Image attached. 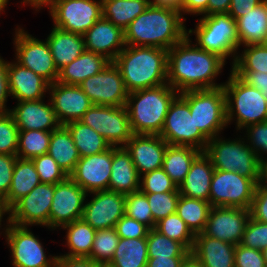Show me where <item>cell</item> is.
Returning <instances> with one entry per match:
<instances>
[{"label":"cell","mask_w":267,"mask_h":267,"mask_svg":"<svg viewBox=\"0 0 267 267\" xmlns=\"http://www.w3.org/2000/svg\"><path fill=\"white\" fill-rule=\"evenodd\" d=\"M192 40L186 36L168 50L167 83L178 93L223 86L216 81L227 63Z\"/></svg>","instance_id":"6da1fadb"},{"label":"cell","mask_w":267,"mask_h":267,"mask_svg":"<svg viewBox=\"0 0 267 267\" xmlns=\"http://www.w3.org/2000/svg\"><path fill=\"white\" fill-rule=\"evenodd\" d=\"M185 22L180 11L150 4L124 30L125 44L169 50L187 36Z\"/></svg>","instance_id":"7a4b0ae2"},{"label":"cell","mask_w":267,"mask_h":267,"mask_svg":"<svg viewBox=\"0 0 267 267\" xmlns=\"http://www.w3.org/2000/svg\"><path fill=\"white\" fill-rule=\"evenodd\" d=\"M168 50L158 47L125 46L114 59L128 93L167 83Z\"/></svg>","instance_id":"3957f363"},{"label":"cell","mask_w":267,"mask_h":267,"mask_svg":"<svg viewBox=\"0 0 267 267\" xmlns=\"http://www.w3.org/2000/svg\"><path fill=\"white\" fill-rule=\"evenodd\" d=\"M178 95L168 83L128 93L126 108L133 134L160 135L169 107Z\"/></svg>","instance_id":"277c9868"},{"label":"cell","mask_w":267,"mask_h":267,"mask_svg":"<svg viewBox=\"0 0 267 267\" xmlns=\"http://www.w3.org/2000/svg\"><path fill=\"white\" fill-rule=\"evenodd\" d=\"M197 20L194 29L187 28V37L195 35L198 48L218 55L226 63L232 60V67L240 50L236 20L228 13L200 16Z\"/></svg>","instance_id":"5b68a950"},{"label":"cell","mask_w":267,"mask_h":267,"mask_svg":"<svg viewBox=\"0 0 267 267\" xmlns=\"http://www.w3.org/2000/svg\"><path fill=\"white\" fill-rule=\"evenodd\" d=\"M226 96V120L235 133L246 126L267 120V100L259 89L248 85L231 70L223 84Z\"/></svg>","instance_id":"8992f818"},{"label":"cell","mask_w":267,"mask_h":267,"mask_svg":"<svg viewBox=\"0 0 267 267\" xmlns=\"http://www.w3.org/2000/svg\"><path fill=\"white\" fill-rule=\"evenodd\" d=\"M236 135L235 139H225L223 135L209 139L204 152L210 157L214 169L239 173L257 184L262 179V162L245 138L241 134Z\"/></svg>","instance_id":"52a82bcc"},{"label":"cell","mask_w":267,"mask_h":267,"mask_svg":"<svg viewBox=\"0 0 267 267\" xmlns=\"http://www.w3.org/2000/svg\"><path fill=\"white\" fill-rule=\"evenodd\" d=\"M179 95L189 104L195 125L208 139L223 134V131L228 128L223 86L184 91Z\"/></svg>","instance_id":"ba28073f"},{"label":"cell","mask_w":267,"mask_h":267,"mask_svg":"<svg viewBox=\"0 0 267 267\" xmlns=\"http://www.w3.org/2000/svg\"><path fill=\"white\" fill-rule=\"evenodd\" d=\"M15 27L13 29L15 31L12 32L14 60L41 76L49 84L55 83L58 79L59 71L55 66L46 38L44 40L32 36L28 30L26 31L20 25Z\"/></svg>","instance_id":"9c48e42d"},{"label":"cell","mask_w":267,"mask_h":267,"mask_svg":"<svg viewBox=\"0 0 267 267\" xmlns=\"http://www.w3.org/2000/svg\"><path fill=\"white\" fill-rule=\"evenodd\" d=\"M30 226H18L8 222L5 243L10 252L13 267H54L56 254H46L45 246Z\"/></svg>","instance_id":"30bf717a"},{"label":"cell","mask_w":267,"mask_h":267,"mask_svg":"<svg viewBox=\"0 0 267 267\" xmlns=\"http://www.w3.org/2000/svg\"><path fill=\"white\" fill-rule=\"evenodd\" d=\"M160 136L168 145L189 146L205 151L209 139L195 125L189 104L178 95L171 103Z\"/></svg>","instance_id":"8fae6325"},{"label":"cell","mask_w":267,"mask_h":267,"mask_svg":"<svg viewBox=\"0 0 267 267\" xmlns=\"http://www.w3.org/2000/svg\"><path fill=\"white\" fill-rule=\"evenodd\" d=\"M256 183L239 173L214 170L209 203L212 207H239L250 209Z\"/></svg>","instance_id":"7c38bea8"},{"label":"cell","mask_w":267,"mask_h":267,"mask_svg":"<svg viewBox=\"0 0 267 267\" xmlns=\"http://www.w3.org/2000/svg\"><path fill=\"white\" fill-rule=\"evenodd\" d=\"M79 121L93 128L111 146H124L133 136L126 106L93 104Z\"/></svg>","instance_id":"4fadbf2b"},{"label":"cell","mask_w":267,"mask_h":267,"mask_svg":"<svg viewBox=\"0 0 267 267\" xmlns=\"http://www.w3.org/2000/svg\"><path fill=\"white\" fill-rule=\"evenodd\" d=\"M53 26L83 35L102 16V0H56L48 13Z\"/></svg>","instance_id":"5bb4252c"},{"label":"cell","mask_w":267,"mask_h":267,"mask_svg":"<svg viewBox=\"0 0 267 267\" xmlns=\"http://www.w3.org/2000/svg\"><path fill=\"white\" fill-rule=\"evenodd\" d=\"M53 195L54 184L40 183L9 209V222L18 226H42L49 229Z\"/></svg>","instance_id":"9a60e30c"},{"label":"cell","mask_w":267,"mask_h":267,"mask_svg":"<svg viewBox=\"0 0 267 267\" xmlns=\"http://www.w3.org/2000/svg\"><path fill=\"white\" fill-rule=\"evenodd\" d=\"M79 87L94 105L126 106L128 91L114 62H110L98 74L85 79Z\"/></svg>","instance_id":"2e32d148"},{"label":"cell","mask_w":267,"mask_h":267,"mask_svg":"<svg viewBox=\"0 0 267 267\" xmlns=\"http://www.w3.org/2000/svg\"><path fill=\"white\" fill-rule=\"evenodd\" d=\"M86 197L87 193L70 177L54 184L48 231H57L82 218Z\"/></svg>","instance_id":"e0dca14e"},{"label":"cell","mask_w":267,"mask_h":267,"mask_svg":"<svg viewBox=\"0 0 267 267\" xmlns=\"http://www.w3.org/2000/svg\"><path fill=\"white\" fill-rule=\"evenodd\" d=\"M88 196L91 197L88 199ZM126 195L110 190L87 194L83 220L95 230L114 228L125 215Z\"/></svg>","instance_id":"ac0fdd59"},{"label":"cell","mask_w":267,"mask_h":267,"mask_svg":"<svg viewBox=\"0 0 267 267\" xmlns=\"http://www.w3.org/2000/svg\"><path fill=\"white\" fill-rule=\"evenodd\" d=\"M250 218V209L239 207H212L203 234L238 245Z\"/></svg>","instance_id":"d6986e66"},{"label":"cell","mask_w":267,"mask_h":267,"mask_svg":"<svg viewBox=\"0 0 267 267\" xmlns=\"http://www.w3.org/2000/svg\"><path fill=\"white\" fill-rule=\"evenodd\" d=\"M112 166V147L104 152L84 156L69 177L87 194L108 190Z\"/></svg>","instance_id":"ffe728a7"},{"label":"cell","mask_w":267,"mask_h":267,"mask_svg":"<svg viewBox=\"0 0 267 267\" xmlns=\"http://www.w3.org/2000/svg\"><path fill=\"white\" fill-rule=\"evenodd\" d=\"M61 125L79 121L93 105L79 85L55 82L49 85L48 95Z\"/></svg>","instance_id":"44dd1931"},{"label":"cell","mask_w":267,"mask_h":267,"mask_svg":"<svg viewBox=\"0 0 267 267\" xmlns=\"http://www.w3.org/2000/svg\"><path fill=\"white\" fill-rule=\"evenodd\" d=\"M167 145L160 135L133 134L124 147L141 176L163 167Z\"/></svg>","instance_id":"7402d4cb"},{"label":"cell","mask_w":267,"mask_h":267,"mask_svg":"<svg viewBox=\"0 0 267 267\" xmlns=\"http://www.w3.org/2000/svg\"><path fill=\"white\" fill-rule=\"evenodd\" d=\"M15 104L9 113L19 130L53 131L61 126L48 97L46 101L44 98Z\"/></svg>","instance_id":"603a6c76"},{"label":"cell","mask_w":267,"mask_h":267,"mask_svg":"<svg viewBox=\"0 0 267 267\" xmlns=\"http://www.w3.org/2000/svg\"><path fill=\"white\" fill-rule=\"evenodd\" d=\"M85 50L100 54L111 62L124 49L125 32L103 16L83 34Z\"/></svg>","instance_id":"cb8c5ba5"},{"label":"cell","mask_w":267,"mask_h":267,"mask_svg":"<svg viewBox=\"0 0 267 267\" xmlns=\"http://www.w3.org/2000/svg\"><path fill=\"white\" fill-rule=\"evenodd\" d=\"M8 82L11 98L16 102L35 101L48 96L49 83L14 59L8 60Z\"/></svg>","instance_id":"d4e9b609"},{"label":"cell","mask_w":267,"mask_h":267,"mask_svg":"<svg viewBox=\"0 0 267 267\" xmlns=\"http://www.w3.org/2000/svg\"><path fill=\"white\" fill-rule=\"evenodd\" d=\"M235 246L199 233L190 253L203 267H235Z\"/></svg>","instance_id":"484cf974"},{"label":"cell","mask_w":267,"mask_h":267,"mask_svg":"<svg viewBox=\"0 0 267 267\" xmlns=\"http://www.w3.org/2000/svg\"><path fill=\"white\" fill-rule=\"evenodd\" d=\"M108 190L130 194L140 190V176L124 146H112V166Z\"/></svg>","instance_id":"4316f807"},{"label":"cell","mask_w":267,"mask_h":267,"mask_svg":"<svg viewBox=\"0 0 267 267\" xmlns=\"http://www.w3.org/2000/svg\"><path fill=\"white\" fill-rule=\"evenodd\" d=\"M214 170L210 157L202 151L194 159L184 181L178 187L180 195L209 202Z\"/></svg>","instance_id":"83f0119b"},{"label":"cell","mask_w":267,"mask_h":267,"mask_svg":"<svg viewBox=\"0 0 267 267\" xmlns=\"http://www.w3.org/2000/svg\"><path fill=\"white\" fill-rule=\"evenodd\" d=\"M51 27L46 40L59 71L85 51L84 37L78 33L63 31L53 25Z\"/></svg>","instance_id":"f1b7e54d"},{"label":"cell","mask_w":267,"mask_h":267,"mask_svg":"<svg viewBox=\"0 0 267 267\" xmlns=\"http://www.w3.org/2000/svg\"><path fill=\"white\" fill-rule=\"evenodd\" d=\"M110 62L100 54L85 50L78 58L59 70L57 82L79 85L88 77L98 74Z\"/></svg>","instance_id":"f546056e"},{"label":"cell","mask_w":267,"mask_h":267,"mask_svg":"<svg viewBox=\"0 0 267 267\" xmlns=\"http://www.w3.org/2000/svg\"><path fill=\"white\" fill-rule=\"evenodd\" d=\"M40 183L33 161L17 157L11 187L7 196L3 199L6 208L9 210L19 199L29 194Z\"/></svg>","instance_id":"4dcf8cb0"},{"label":"cell","mask_w":267,"mask_h":267,"mask_svg":"<svg viewBox=\"0 0 267 267\" xmlns=\"http://www.w3.org/2000/svg\"><path fill=\"white\" fill-rule=\"evenodd\" d=\"M47 153L68 176L74 171L76 163L81 158L69 130L64 125L51 132Z\"/></svg>","instance_id":"1f68e13d"},{"label":"cell","mask_w":267,"mask_h":267,"mask_svg":"<svg viewBox=\"0 0 267 267\" xmlns=\"http://www.w3.org/2000/svg\"><path fill=\"white\" fill-rule=\"evenodd\" d=\"M65 230L64 245L68 252L59 253L67 257H89L93 246L96 230L87 224L83 218L77 219L69 224L62 226L59 230Z\"/></svg>","instance_id":"d6a6232c"},{"label":"cell","mask_w":267,"mask_h":267,"mask_svg":"<svg viewBox=\"0 0 267 267\" xmlns=\"http://www.w3.org/2000/svg\"><path fill=\"white\" fill-rule=\"evenodd\" d=\"M240 47L261 44L267 33V13L263 3L236 20Z\"/></svg>","instance_id":"836d02e7"},{"label":"cell","mask_w":267,"mask_h":267,"mask_svg":"<svg viewBox=\"0 0 267 267\" xmlns=\"http://www.w3.org/2000/svg\"><path fill=\"white\" fill-rule=\"evenodd\" d=\"M201 152L189 146L167 145L162 168L177 187L184 181L194 159Z\"/></svg>","instance_id":"e575fe53"},{"label":"cell","mask_w":267,"mask_h":267,"mask_svg":"<svg viewBox=\"0 0 267 267\" xmlns=\"http://www.w3.org/2000/svg\"><path fill=\"white\" fill-rule=\"evenodd\" d=\"M149 5V0H102V13L105 19L125 30Z\"/></svg>","instance_id":"d590c367"},{"label":"cell","mask_w":267,"mask_h":267,"mask_svg":"<svg viewBox=\"0 0 267 267\" xmlns=\"http://www.w3.org/2000/svg\"><path fill=\"white\" fill-rule=\"evenodd\" d=\"M147 261L146 238H120L113 259L107 267H146Z\"/></svg>","instance_id":"8d00e7d4"},{"label":"cell","mask_w":267,"mask_h":267,"mask_svg":"<svg viewBox=\"0 0 267 267\" xmlns=\"http://www.w3.org/2000/svg\"><path fill=\"white\" fill-rule=\"evenodd\" d=\"M64 126L69 130L80 157L98 154L112 147L93 128L80 121H72Z\"/></svg>","instance_id":"74e56055"},{"label":"cell","mask_w":267,"mask_h":267,"mask_svg":"<svg viewBox=\"0 0 267 267\" xmlns=\"http://www.w3.org/2000/svg\"><path fill=\"white\" fill-rule=\"evenodd\" d=\"M212 206L201 199L189 198L180 195L176 213L187 224L194 235L202 233Z\"/></svg>","instance_id":"f35d334b"},{"label":"cell","mask_w":267,"mask_h":267,"mask_svg":"<svg viewBox=\"0 0 267 267\" xmlns=\"http://www.w3.org/2000/svg\"><path fill=\"white\" fill-rule=\"evenodd\" d=\"M52 131L19 130L16 156L33 159L48 152Z\"/></svg>","instance_id":"ab89813d"},{"label":"cell","mask_w":267,"mask_h":267,"mask_svg":"<svg viewBox=\"0 0 267 267\" xmlns=\"http://www.w3.org/2000/svg\"><path fill=\"white\" fill-rule=\"evenodd\" d=\"M148 258L187 257L190 254L181 243L161 234L155 228L148 231Z\"/></svg>","instance_id":"60d3db41"},{"label":"cell","mask_w":267,"mask_h":267,"mask_svg":"<svg viewBox=\"0 0 267 267\" xmlns=\"http://www.w3.org/2000/svg\"><path fill=\"white\" fill-rule=\"evenodd\" d=\"M120 237L115 228L96 230L90 258L100 266H107L113 259Z\"/></svg>","instance_id":"b9f144b4"},{"label":"cell","mask_w":267,"mask_h":267,"mask_svg":"<svg viewBox=\"0 0 267 267\" xmlns=\"http://www.w3.org/2000/svg\"><path fill=\"white\" fill-rule=\"evenodd\" d=\"M231 71H261L267 73V48L262 44L240 47ZM243 49V50H242Z\"/></svg>","instance_id":"7bdbcfd3"},{"label":"cell","mask_w":267,"mask_h":267,"mask_svg":"<svg viewBox=\"0 0 267 267\" xmlns=\"http://www.w3.org/2000/svg\"><path fill=\"white\" fill-rule=\"evenodd\" d=\"M155 229L166 237L181 243L191 252L195 235L181 217L174 213L156 223Z\"/></svg>","instance_id":"ee69618b"},{"label":"cell","mask_w":267,"mask_h":267,"mask_svg":"<svg viewBox=\"0 0 267 267\" xmlns=\"http://www.w3.org/2000/svg\"><path fill=\"white\" fill-rule=\"evenodd\" d=\"M153 216V228L161 219L176 213L180 192L144 193Z\"/></svg>","instance_id":"f6af8a7d"},{"label":"cell","mask_w":267,"mask_h":267,"mask_svg":"<svg viewBox=\"0 0 267 267\" xmlns=\"http://www.w3.org/2000/svg\"><path fill=\"white\" fill-rule=\"evenodd\" d=\"M125 215L153 228V216L146 195L140 190L126 195Z\"/></svg>","instance_id":"bcb514c9"},{"label":"cell","mask_w":267,"mask_h":267,"mask_svg":"<svg viewBox=\"0 0 267 267\" xmlns=\"http://www.w3.org/2000/svg\"><path fill=\"white\" fill-rule=\"evenodd\" d=\"M140 191L142 193L179 192L177 185L172 181L163 168L141 175Z\"/></svg>","instance_id":"7dc6e473"},{"label":"cell","mask_w":267,"mask_h":267,"mask_svg":"<svg viewBox=\"0 0 267 267\" xmlns=\"http://www.w3.org/2000/svg\"><path fill=\"white\" fill-rule=\"evenodd\" d=\"M19 129L9 112H0V154L16 155Z\"/></svg>","instance_id":"c3c4849f"},{"label":"cell","mask_w":267,"mask_h":267,"mask_svg":"<svg viewBox=\"0 0 267 267\" xmlns=\"http://www.w3.org/2000/svg\"><path fill=\"white\" fill-rule=\"evenodd\" d=\"M240 133L261 162L267 158V120L248 125Z\"/></svg>","instance_id":"681fc988"},{"label":"cell","mask_w":267,"mask_h":267,"mask_svg":"<svg viewBox=\"0 0 267 267\" xmlns=\"http://www.w3.org/2000/svg\"><path fill=\"white\" fill-rule=\"evenodd\" d=\"M32 161L41 183L57 184L69 177L48 153L39 155L33 158Z\"/></svg>","instance_id":"f907efd6"},{"label":"cell","mask_w":267,"mask_h":267,"mask_svg":"<svg viewBox=\"0 0 267 267\" xmlns=\"http://www.w3.org/2000/svg\"><path fill=\"white\" fill-rule=\"evenodd\" d=\"M240 244L251 249H265L267 247V223L256 221L250 217Z\"/></svg>","instance_id":"816d5d0a"},{"label":"cell","mask_w":267,"mask_h":267,"mask_svg":"<svg viewBox=\"0 0 267 267\" xmlns=\"http://www.w3.org/2000/svg\"><path fill=\"white\" fill-rule=\"evenodd\" d=\"M250 217L256 221L267 223V180L261 179L256 185L250 207Z\"/></svg>","instance_id":"f5cc1de1"},{"label":"cell","mask_w":267,"mask_h":267,"mask_svg":"<svg viewBox=\"0 0 267 267\" xmlns=\"http://www.w3.org/2000/svg\"><path fill=\"white\" fill-rule=\"evenodd\" d=\"M115 230L120 238H146L150 230L146 225L139 223L137 220L127 215L121 217L116 225Z\"/></svg>","instance_id":"db71d44e"},{"label":"cell","mask_w":267,"mask_h":267,"mask_svg":"<svg viewBox=\"0 0 267 267\" xmlns=\"http://www.w3.org/2000/svg\"><path fill=\"white\" fill-rule=\"evenodd\" d=\"M235 267H266L262 250L251 249L241 244L236 245Z\"/></svg>","instance_id":"11a10c76"},{"label":"cell","mask_w":267,"mask_h":267,"mask_svg":"<svg viewBox=\"0 0 267 267\" xmlns=\"http://www.w3.org/2000/svg\"><path fill=\"white\" fill-rule=\"evenodd\" d=\"M16 155L0 154V199L3 200L11 187Z\"/></svg>","instance_id":"9f6ffc18"},{"label":"cell","mask_w":267,"mask_h":267,"mask_svg":"<svg viewBox=\"0 0 267 267\" xmlns=\"http://www.w3.org/2000/svg\"><path fill=\"white\" fill-rule=\"evenodd\" d=\"M248 85L257 88L267 100V73L261 71H232Z\"/></svg>","instance_id":"6f0895ef"},{"label":"cell","mask_w":267,"mask_h":267,"mask_svg":"<svg viewBox=\"0 0 267 267\" xmlns=\"http://www.w3.org/2000/svg\"><path fill=\"white\" fill-rule=\"evenodd\" d=\"M8 97H11L8 82V60L0 55V112H9Z\"/></svg>","instance_id":"680465c9"},{"label":"cell","mask_w":267,"mask_h":267,"mask_svg":"<svg viewBox=\"0 0 267 267\" xmlns=\"http://www.w3.org/2000/svg\"><path fill=\"white\" fill-rule=\"evenodd\" d=\"M208 1L209 0H182V6L180 10L182 17L187 20L188 15H208Z\"/></svg>","instance_id":"91938a15"},{"label":"cell","mask_w":267,"mask_h":267,"mask_svg":"<svg viewBox=\"0 0 267 267\" xmlns=\"http://www.w3.org/2000/svg\"><path fill=\"white\" fill-rule=\"evenodd\" d=\"M261 3L262 0H231L228 14L237 20Z\"/></svg>","instance_id":"94428289"},{"label":"cell","mask_w":267,"mask_h":267,"mask_svg":"<svg viewBox=\"0 0 267 267\" xmlns=\"http://www.w3.org/2000/svg\"><path fill=\"white\" fill-rule=\"evenodd\" d=\"M54 267H100L90 257H67L57 254Z\"/></svg>","instance_id":"6125c7cd"},{"label":"cell","mask_w":267,"mask_h":267,"mask_svg":"<svg viewBox=\"0 0 267 267\" xmlns=\"http://www.w3.org/2000/svg\"><path fill=\"white\" fill-rule=\"evenodd\" d=\"M186 257L148 258L146 267H181Z\"/></svg>","instance_id":"be15d7a7"},{"label":"cell","mask_w":267,"mask_h":267,"mask_svg":"<svg viewBox=\"0 0 267 267\" xmlns=\"http://www.w3.org/2000/svg\"><path fill=\"white\" fill-rule=\"evenodd\" d=\"M56 0H20L18 1L19 5L23 8V6H29L33 9L34 14L39 13L43 8H48V12H50L55 4ZM23 5V6H22Z\"/></svg>","instance_id":"e7e4bbea"},{"label":"cell","mask_w":267,"mask_h":267,"mask_svg":"<svg viewBox=\"0 0 267 267\" xmlns=\"http://www.w3.org/2000/svg\"><path fill=\"white\" fill-rule=\"evenodd\" d=\"M231 0H209L208 15L228 13Z\"/></svg>","instance_id":"03108f58"},{"label":"cell","mask_w":267,"mask_h":267,"mask_svg":"<svg viewBox=\"0 0 267 267\" xmlns=\"http://www.w3.org/2000/svg\"><path fill=\"white\" fill-rule=\"evenodd\" d=\"M8 215H9V210L6 208L4 201L0 199V237L1 235L3 236L5 235V230L9 222Z\"/></svg>","instance_id":"003e7915"},{"label":"cell","mask_w":267,"mask_h":267,"mask_svg":"<svg viewBox=\"0 0 267 267\" xmlns=\"http://www.w3.org/2000/svg\"><path fill=\"white\" fill-rule=\"evenodd\" d=\"M149 2L151 5L169 7L178 11L181 10L182 6V0H149Z\"/></svg>","instance_id":"a7ac6f4b"},{"label":"cell","mask_w":267,"mask_h":267,"mask_svg":"<svg viewBox=\"0 0 267 267\" xmlns=\"http://www.w3.org/2000/svg\"><path fill=\"white\" fill-rule=\"evenodd\" d=\"M181 267H203L200 262L190 253L184 262L182 263Z\"/></svg>","instance_id":"89a4df30"},{"label":"cell","mask_w":267,"mask_h":267,"mask_svg":"<svg viewBox=\"0 0 267 267\" xmlns=\"http://www.w3.org/2000/svg\"><path fill=\"white\" fill-rule=\"evenodd\" d=\"M262 179L267 180V158L262 161Z\"/></svg>","instance_id":"2644e50d"},{"label":"cell","mask_w":267,"mask_h":267,"mask_svg":"<svg viewBox=\"0 0 267 267\" xmlns=\"http://www.w3.org/2000/svg\"><path fill=\"white\" fill-rule=\"evenodd\" d=\"M5 8H7L6 2L4 0H0V15L4 14L6 12L5 10H7V9H5Z\"/></svg>","instance_id":"8c879c8a"},{"label":"cell","mask_w":267,"mask_h":267,"mask_svg":"<svg viewBox=\"0 0 267 267\" xmlns=\"http://www.w3.org/2000/svg\"><path fill=\"white\" fill-rule=\"evenodd\" d=\"M262 254H263V257L265 259V264H266V267H267V247L262 250Z\"/></svg>","instance_id":"753ad0ef"},{"label":"cell","mask_w":267,"mask_h":267,"mask_svg":"<svg viewBox=\"0 0 267 267\" xmlns=\"http://www.w3.org/2000/svg\"><path fill=\"white\" fill-rule=\"evenodd\" d=\"M261 44L267 48V33L265 35L264 41Z\"/></svg>","instance_id":"34e18365"},{"label":"cell","mask_w":267,"mask_h":267,"mask_svg":"<svg viewBox=\"0 0 267 267\" xmlns=\"http://www.w3.org/2000/svg\"><path fill=\"white\" fill-rule=\"evenodd\" d=\"M262 3L264 5L266 13H267V0H262Z\"/></svg>","instance_id":"11e5206c"},{"label":"cell","mask_w":267,"mask_h":267,"mask_svg":"<svg viewBox=\"0 0 267 267\" xmlns=\"http://www.w3.org/2000/svg\"><path fill=\"white\" fill-rule=\"evenodd\" d=\"M6 2V7H8L7 5H9V0H4Z\"/></svg>","instance_id":"2a66077c"}]
</instances>
